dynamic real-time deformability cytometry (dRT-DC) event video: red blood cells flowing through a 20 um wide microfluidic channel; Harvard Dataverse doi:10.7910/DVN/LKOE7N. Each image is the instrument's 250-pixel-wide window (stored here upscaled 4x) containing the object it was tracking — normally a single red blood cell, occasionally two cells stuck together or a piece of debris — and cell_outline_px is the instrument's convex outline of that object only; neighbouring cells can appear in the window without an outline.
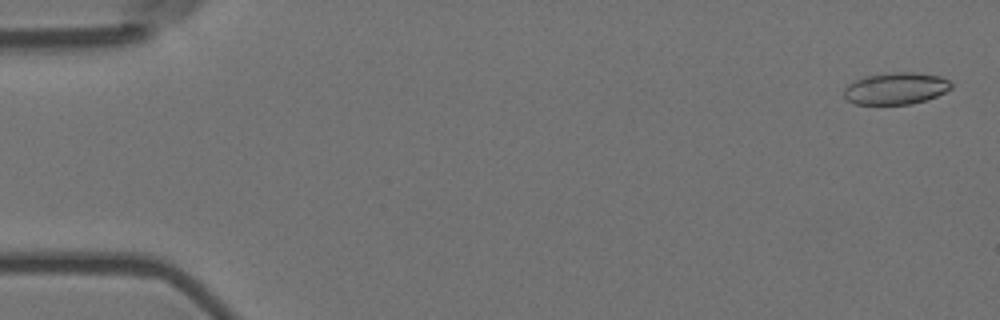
{"species": "Egyptian fruit bat (a non-hibernating species)", "species_latin": "Rousettus aegyptiacus", "temperature_condition": "room temperature", "stored_images_in_passage": 12, "camera_frame_rate_fps": 3000, "um_per_image_px": 0.085, "animal": {"sex": "female"}, "frame": {"image": 1, "passage_image": 2, "time_ms": 0.333, "image_size_px": [1000, 320], "cell_outline_px": [[952, 88], [936, 96], [924, 100], [908, 104], [856, 104], [848, 100], [844, 96], [844, 88], [848, 84], [864, 76], [892, 72], [916, 72], [940, 76], [948, 80], [952, 84]], "centroid_in_image_um": [76.14, 7.5], "position_along_channel_um": 8.9, "area_um2": 19.83}}